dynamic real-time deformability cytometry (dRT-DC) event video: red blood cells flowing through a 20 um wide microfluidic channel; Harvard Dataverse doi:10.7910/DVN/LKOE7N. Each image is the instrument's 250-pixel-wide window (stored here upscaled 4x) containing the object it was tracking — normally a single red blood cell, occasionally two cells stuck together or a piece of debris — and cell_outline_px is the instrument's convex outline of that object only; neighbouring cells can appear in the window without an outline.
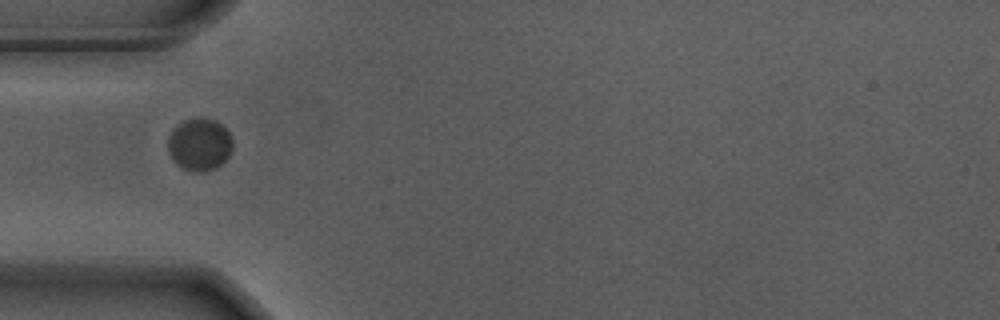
{"species": "Egyptian fruit bat (a non-hibernating species)", "species_latin": "Rousettus aegyptiacus", "temperature_condition": "warm", "stored_images_in_passage": 39, "camera_frame_rate_fps": 3000, "um_per_image_px": 0.085, "animal": {"sex": "male"}, "frame": {"image": 1, "passage_image": 1, "time_ms": 0.0, "image_size_px": [1000, 320], "cell_outline_px": [[232, 148], [228, 156], [216, 168], [204, 172], [192, 172], [176, 164], [168, 148], [168, 136], [172, 128], [184, 120], [200, 116], [216, 120], [232, 136]], "centroid_in_image_um": [16.96, 12.25], "position_along_channel_um": 68.0, "area_um2": 19.88}}
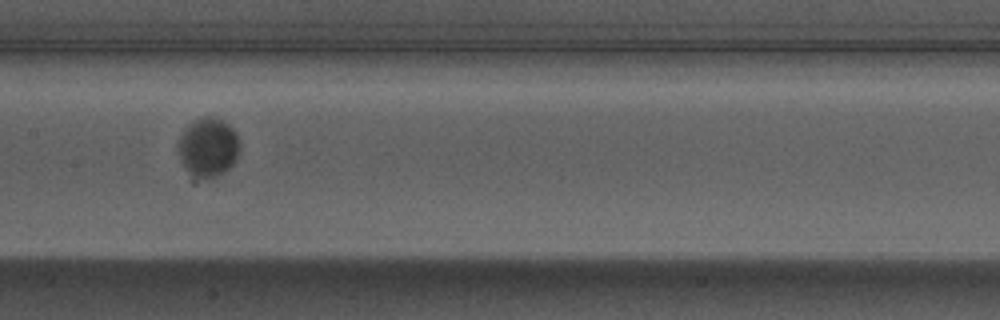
{"frame": {"image": 2, "passage_image": 11, "time_ms": 3.333, "image_size_px": [1000, 320], "cell_outline_px": [[240, 148], [236, 160], [224, 172], [208, 180], [204, 180], [192, 172], [184, 164], [180, 156], [180, 136], [196, 120], [204, 116], [212, 116], [228, 124], [236, 132], [240, 140]], "centroid_in_image_um": [17.78, 12.51], "position_along_channel_um": 189.6, "area_um2": 20.46}}
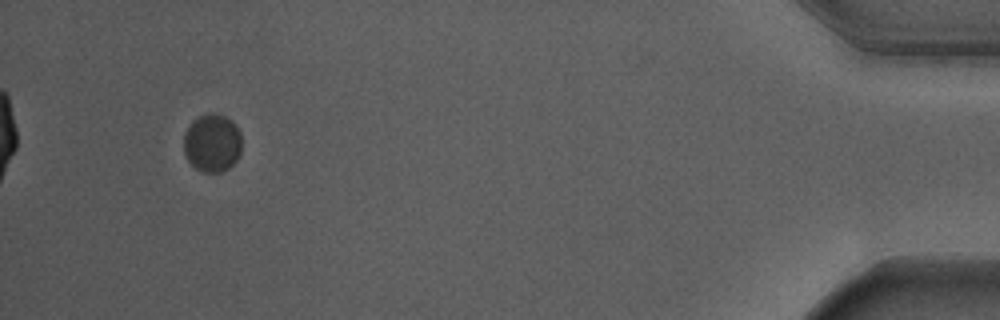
{"frame": {"image": 3, "passage_image": 36, "time_ms": 11.667, "image_size_px": [1000, 320], "cell_outline_px": [[240, 152], [236, 160], [228, 168], [220, 172], [204, 172], [196, 168], [188, 160], [184, 152], [184, 132], [192, 120], [208, 112], [212, 112], [224, 116], [232, 120], [240, 132]], "centroid_in_image_um": [18.02, 12.13], "position_along_channel_um": 417.2, "area_um2": 19.59}}